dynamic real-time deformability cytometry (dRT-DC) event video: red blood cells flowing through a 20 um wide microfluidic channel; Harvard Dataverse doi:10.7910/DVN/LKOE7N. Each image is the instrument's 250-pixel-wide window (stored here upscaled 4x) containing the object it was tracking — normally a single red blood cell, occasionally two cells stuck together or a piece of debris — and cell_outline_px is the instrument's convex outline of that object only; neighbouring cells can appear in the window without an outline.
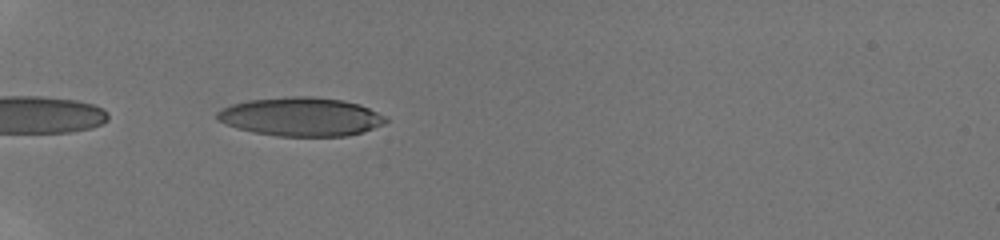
{"species": "human", "species_latin": "Homo sapiens", "temperature_condition": "room temperature", "stored_images_in_passage": 7, "camera_frame_rate_fps": 3000, "um_per_image_px": 0.085, "donor": {"sex": "male"}, "frame": {"image": 1, "passage_image": 6, "time_ms": 0.667, "image_size_px": [1000, 240], "cell_outline_px": [[388, 120], [384, 124], [348, 136], [280, 136], [256, 132], [240, 128], [228, 124], [220, 120], [216, 116], [216, 112], [220, 108], [232, 104], [248, 100], [292, 96], [312, 96], [344, 100], [360, 104], [384, 116]], "centroid_in_image_um": [25.59, 9.91], "position_along_channel_um": 59.4, "area_um2": 37.69}}